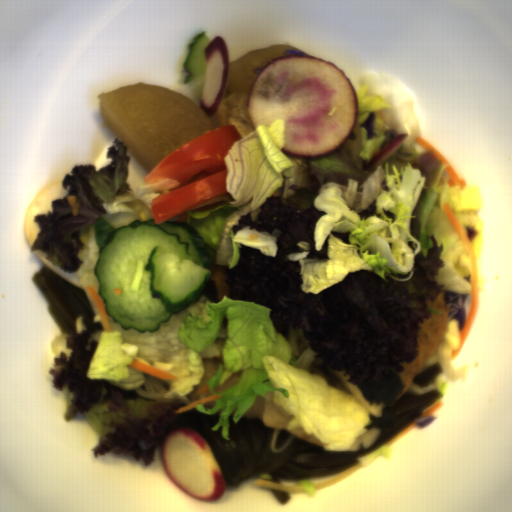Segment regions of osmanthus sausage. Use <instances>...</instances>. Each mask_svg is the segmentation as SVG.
Wrapping results in <instances>:
<instances>
[{"label": "osmanthus sausage", "instance_id": "1", "mask_svg": "<svg viewBox=\"0 0 512 512\" xmlns=\"http://www.w3.org/2000/svg\"><path fill=\"white\" fill-rule=\"evenodd\" d=\"M264 396L256 395L253 403L241 416L246 419H260L265 425L282 430L295 438L311 442L317 446L326 447L320 439L313 434H306L305 429L298 425L294 429H288V423L295 417L288 413L282 405L275 402L274 391L264 392Z\"/></svg>", "mask_w": 512, "mask_h": 512}]
</instances>
